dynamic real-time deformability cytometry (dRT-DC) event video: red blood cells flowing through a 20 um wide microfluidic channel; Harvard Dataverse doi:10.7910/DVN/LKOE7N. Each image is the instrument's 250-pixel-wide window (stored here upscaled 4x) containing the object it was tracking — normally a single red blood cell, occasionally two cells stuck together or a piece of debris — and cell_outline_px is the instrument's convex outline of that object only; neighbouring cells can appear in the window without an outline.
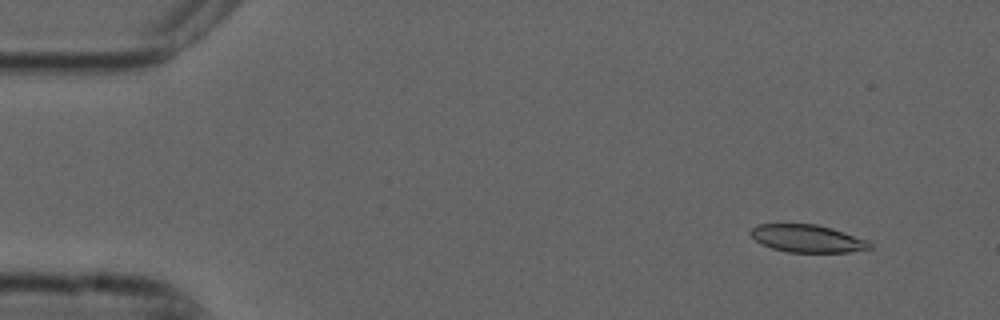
{"species": "common noctule bat (a hibernating species)", "species_latin": "Nyctalus noctula", "temperature_condition": "cold", "stored_images_in_passage": 3, "camera_frame_rate_fps": 3000, "um_per_image_px": 0.085, "animal": {"sex": "male", "forearm_length_mm": 52.5}, "frame": {"image": 1, "passage_image": 3, "time_ms": 0.667, "image_size_px": [1000, 320], "cell_outline_px": [[872, 248], [848, 252], [788, 252], [772, 248], [756, 240], [748, 232], [756, 224], [816, 224], [832, 228], [868, 240], [872, 244]], "centroid_in_image_um": [68.64, 20.27], "position_along_channel_um": 16.4, "area_um2": 19.07}}